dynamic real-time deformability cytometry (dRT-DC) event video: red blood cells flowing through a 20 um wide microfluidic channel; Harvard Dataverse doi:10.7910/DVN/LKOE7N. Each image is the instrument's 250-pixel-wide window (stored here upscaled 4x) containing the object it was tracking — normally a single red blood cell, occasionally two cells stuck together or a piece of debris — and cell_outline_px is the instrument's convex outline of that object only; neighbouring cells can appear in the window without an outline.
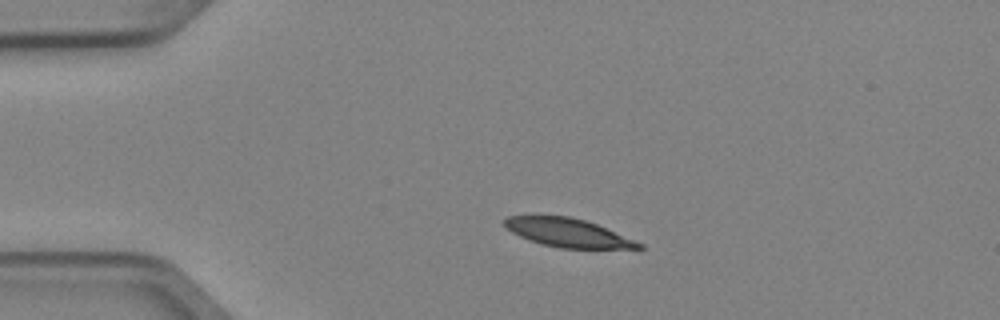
{"species": "Egyptian fruit bat (a non-hibernating species)", "species_latin": "Rousettus aegyptiacus", "temperature_condition": "cold", "stored_images_in_passage": 3, "camera_frame_rate_fps": 3000, "um_per_image_px": 0.085, "animal": {"sex": "female"}, "frame": {"image": 1, "passage_image": 2, "time_ms": 0.333, "image_size_px": [1000, 320], "cell_outline_px": [[644, 248], [560, 248], [540, 244], [520, 236], [512, 232], [504, 224], [504, 220], [508, 216], [568, 216], [584, 220], [596, 224], [644, 244]], "centroid_in_image_um": [48.26, 19.79], "position_along_channel_um": 36.7, "area_um2": 21.91}}